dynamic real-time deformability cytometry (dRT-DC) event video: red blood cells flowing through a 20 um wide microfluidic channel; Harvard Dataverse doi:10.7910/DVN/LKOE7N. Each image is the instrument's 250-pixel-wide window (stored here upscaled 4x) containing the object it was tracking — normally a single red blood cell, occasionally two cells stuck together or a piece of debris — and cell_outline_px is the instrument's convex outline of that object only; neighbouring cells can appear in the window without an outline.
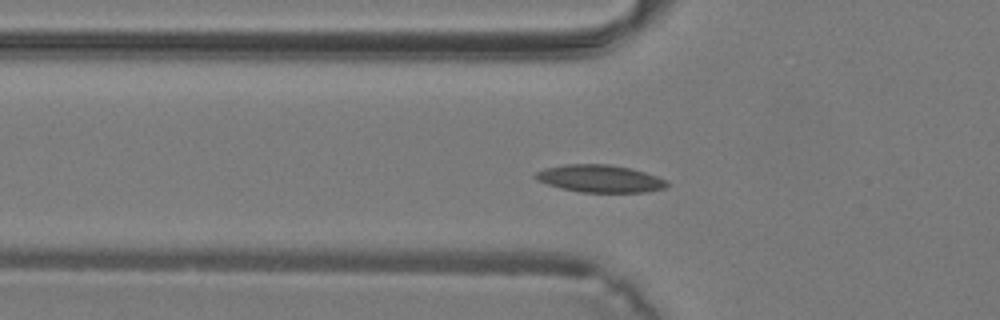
{"species": "common noctule bat (a hibernating species)", "species_latin": "Nyctalus noctula", "temperature_condition": "warm", "stored_images_in_passage": 30, "camera_frame_rate_fps": 3000, "um_per_image_px": 0.085, "animal": {"sex": "male", "body_mass_g": 19.2, "forearm_length_mm": 51.8}, "frame": {"image": 1, "passage_image": 3, "time_ms": 0.667, "image_size_px": [1000, 320], "cell_outline_px": [[668, 184], [664, 188], [644, 192], [580, 192], [560, 188], [536, 180], [532, 176], [536, 172], [544, 168], [564, 164], [608, 164], [628, 168], [644, 172], [668, 180]], "centroid_in_image_um": [50.95, 15.18], "position_along_channel_um": 74.9, "area_um2": 20.98}}
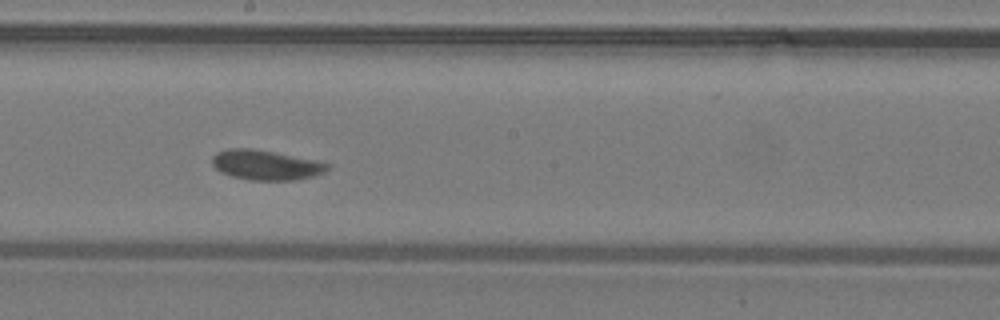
{"frame": {"image": 2, "passage_image": 12, "time_ms": 3.667, "image_size_px": [1000, 320], "cell_outline_px": [[328, 168], [324, 172], [316, 176], [296, 180], [248, 180], [232, 176], [220, 172], [212, 164], [212, 156], [216, 152], [232, 148], [252, 148], [316, 160], [328, 164]], "centroid_in_image_um": [22.58, 14.03], "position_along_channel_um": 225.6, "area_um2": 20.06}}
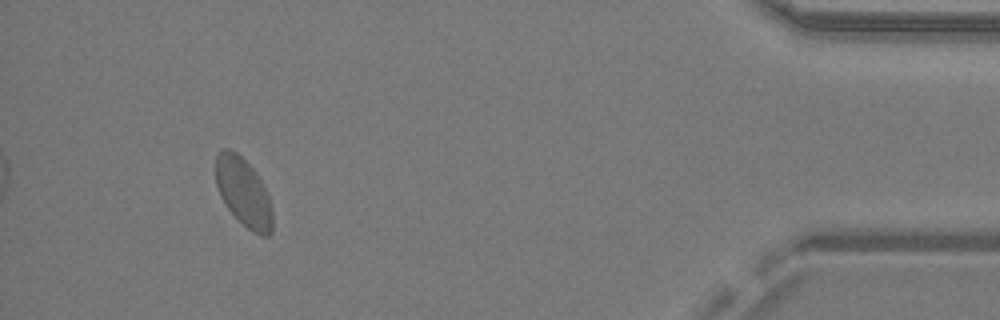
{"frame": {"image": 3, "passage_image": 27, "time_ms": 8.667, "image_size_px": [1000, 320], "cell_outline_px": [[272, 232], [268, 236], [260, 236], [252, 232], [228, 208], [220, 196], [216, 184], [216, 156], [224, 148], [228, 148], [236, 152], [256, 172], [268, 196], [272, 208]], "centroid_in_image_um": [20.7, 16.35], "position_along_channel_um": 414.5, "area_um2": 22.31}}